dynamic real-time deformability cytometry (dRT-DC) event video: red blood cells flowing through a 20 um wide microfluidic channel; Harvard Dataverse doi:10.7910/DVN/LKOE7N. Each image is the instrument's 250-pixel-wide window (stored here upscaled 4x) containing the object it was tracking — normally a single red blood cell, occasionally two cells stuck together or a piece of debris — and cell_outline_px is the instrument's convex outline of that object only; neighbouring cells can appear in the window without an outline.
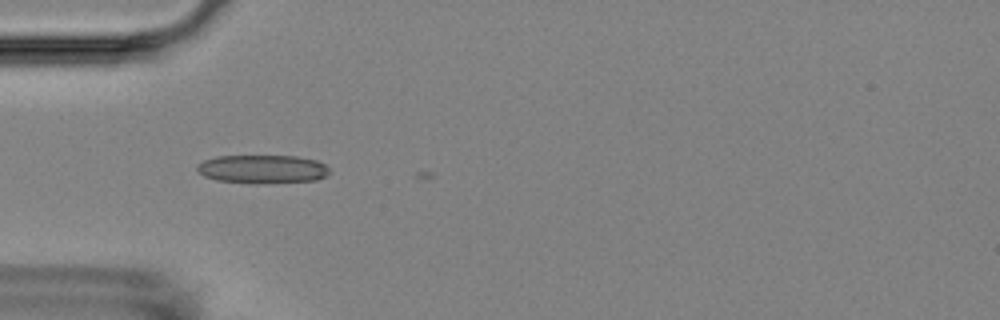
{"species": "Egyptian fruit bat (a non-hibernating species)", "species_latin": "Rousettus aegyptiacus", "temperature_condition": "room temperature", "stored_images_in_passage": 5, "camera_frame_rate_fps": 3000, "um_per_image_px": 0.085, "animal": {"sex": "female"}, "frame": {"image": 1, "passage_image": 4, "time_ms": 3.333, "image_size_px": [1000, 320], "cell_outline_px": [[328, 172], [324, 176], [316, 180], [256, 184], [216, 180], [204, 176], [196, 168], [196, 164], [204, 160], [216, 156], [296, 156], [316, 160], [324, 164], [328, 168]], "centroid_in_image_um": [22.27, 14.37], "position_along_channel_um": 62.7, "area_um2": 21.96}}
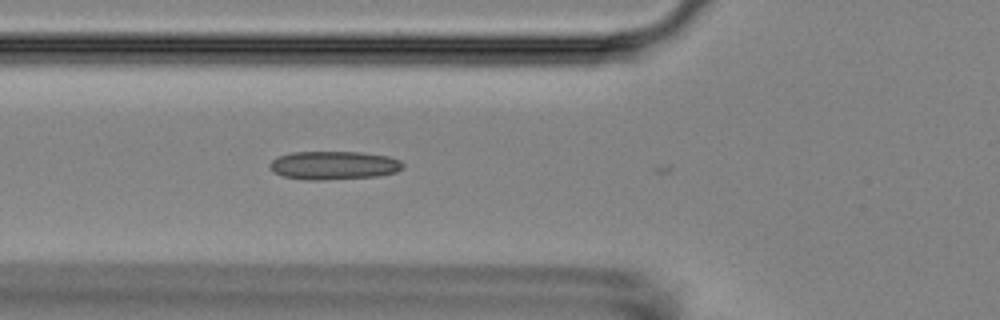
{"frame": {"image": 2, "passage_image": 5, "time_ms": 4.333, "image_size_px": [1000, 320], "cell_outline_px": [[404, 168], [396, 172], [376, 176], [320, 180], [308, 180], [284, 176], [276, 172], [268, 164], [276, 156], [292, 152], [360, 152], [388, 156], [400, 160], [404, 164]], "centroid_in_image_um": [28.39, 14.04], "position_along_channel_um": 97.4, "area_um2": 21.96}}